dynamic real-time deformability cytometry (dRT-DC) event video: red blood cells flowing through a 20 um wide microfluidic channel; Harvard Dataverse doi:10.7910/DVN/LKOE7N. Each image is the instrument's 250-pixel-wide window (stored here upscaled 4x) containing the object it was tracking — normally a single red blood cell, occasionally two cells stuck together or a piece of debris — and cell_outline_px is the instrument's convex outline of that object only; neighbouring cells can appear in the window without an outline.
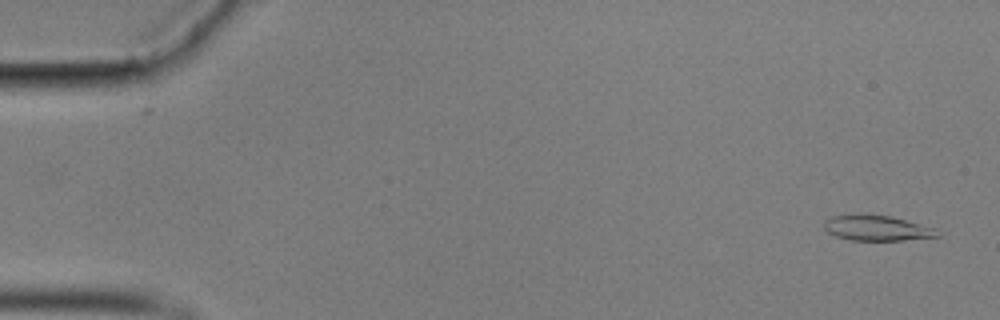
{"species": "common noctule bat (a hibernating species)", "species_latin": "Nyctalus noctula", "temperature_condition": "cold", "stored_images_in_passage": 16, "camera_frame_rate_fps": 3000, "um_per_image_px": 0.085, "animal": {"sex": "male", "body_mass_g": 17.9}, "frame": {"image": 1, "passage_image": 1, "time_ms": 0.0, "image_size_px": [1000, 320], "cell_outline_px": [[940, 236], [904, 240], [852, 240], [836, 236], [828, 232], [824, 228], [824, 220], [832, 216], [860, 212], [892, 216], [936, 228]], "centroid_in_image_um": [74.51, 19.35], "position_along_channel_um": 10.5, "area_um2": 17.11}}
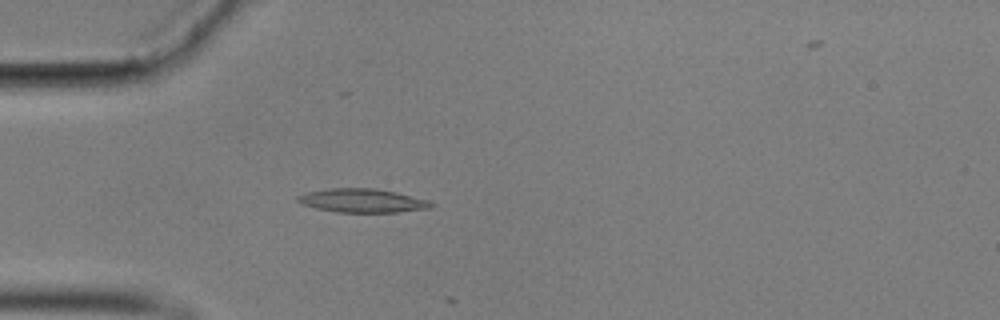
{"frame": {"image": 2, "passage_image": 15, "time_ms": 4.667, "image_size_px": [1000, 320], "cell_outline_px": [[436, 204], [432, 208], [396, 212], [336, 212], [316, 208], [300, 204], [296, 200], [296, 196], [304, 192], [328, 188], [376, 188], [396, 192], [428, 200]], "centroid_in_image_um": [30.77, 17.04], "position_along_channel_um": 54.2, "area_um2": 18.67}}